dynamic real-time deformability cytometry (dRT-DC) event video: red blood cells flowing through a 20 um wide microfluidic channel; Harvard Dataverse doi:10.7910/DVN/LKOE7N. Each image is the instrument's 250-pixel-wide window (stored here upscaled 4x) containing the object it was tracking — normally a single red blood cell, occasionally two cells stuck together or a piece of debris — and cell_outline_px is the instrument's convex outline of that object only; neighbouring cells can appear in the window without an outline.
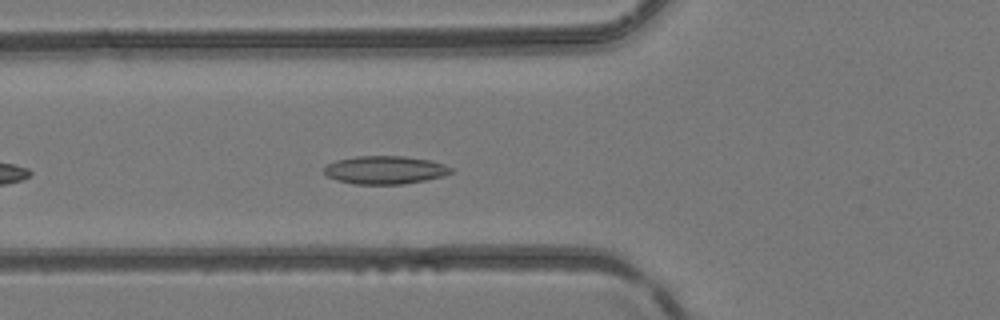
{"species": "common noctule bat (a hibernating species)", "species_latin": "Nyctalus noctula", "temperature_condition": "room temperature", "stored_images_in_passage": 31, "camera_frame_rate_fps": 3000, "um_per_image_px": 0.085, "animal": {"sex": "female", "body_mass_g": 24.6, "forearm_length_mm": 56.2}, "frame": {"image": 1, "passage_image": 6, "time_ms": 1.667, "image_size_px": [1000, 320], "cell_outline_px": [[452, 172], [444, 176], [404, 184], [352, 184], [336, 180], [328, 176], [324, 172], [324, 164], [336, 160], [356, 156], [404, 156], [432, 160], [444, 164], [452, 168]], "centroid_in_image_um": [32.71, 14.44], "position_along_channel_um": 93.1, "area_um2": 20.98}}
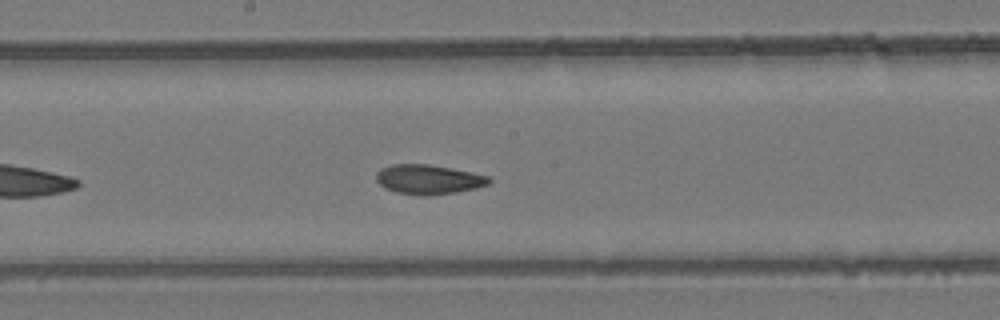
{"frame": {"image": 2, "passage_image": 14, "time_ms": 4.333, "image_size_px": [1000, 320], "cell_outline_px": [[492, 180], [488, 184], [476, 188], [456, 192], [420, 196], [396, 192], [384, 188], [376, 180], [376, 172], [380, 168], [392, 164], [428, 164], [488, 176]], "centroid_in_image_um": [36.36, 15.25], "position_along_channel_um": 211.8, "area_um2": 19.25}}
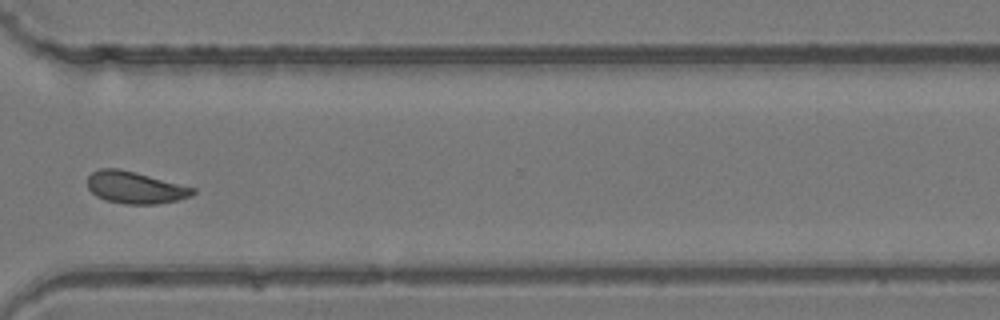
{"frame": {"image": 3, "passage_image": 24, "time_ms": 7.667, "image_size_px": [1000, 320], "cell_outline_px": [[196, 192], [192, 196], [176, 200], [156, 204], [124, 204], [104, 200], [96, 196], [88, 188], [88, 176], [92, 172], [100, 168], [120, 168], [136, 172], [196, 188]], "centroid_in_image_um": [11.48, 15.94], "position_along_channel_um": 359.1, "area_um2": 19.77}}